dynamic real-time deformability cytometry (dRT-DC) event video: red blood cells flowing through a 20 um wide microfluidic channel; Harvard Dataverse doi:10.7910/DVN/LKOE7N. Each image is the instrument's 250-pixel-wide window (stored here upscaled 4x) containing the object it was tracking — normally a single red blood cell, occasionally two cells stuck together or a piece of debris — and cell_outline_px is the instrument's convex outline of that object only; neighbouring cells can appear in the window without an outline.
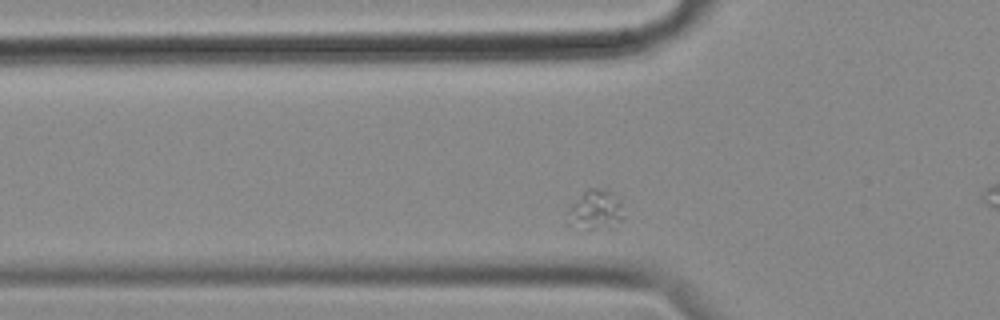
{"species": "common noctule bat (a hibernating species)", "species_latin": "Nyctalus noctula", "temperature_condition": "cold", "stored_images_in_passage": 43, "camera_frame_rate_fps": 3000, "um_per_image_px": 0.085, "animal": {"sex": "female", "body_mass_g": 18.4}, "frame": {"image": 1, "passage_image": 12, "time_ms": 3.667, "image_size_px": [1000, 320], "cell_outline_px": [[624, 216], [620, 220], [592, 228], [588, 228], [568, 224], [568, 212], [584, 192], [588, 188], [596, 188], [612, 192], [620, 200]], "centroid_in_image_um": [50.63, 17.78], "position_along_channel_um": 75.2, "area_um2": 11.85}}
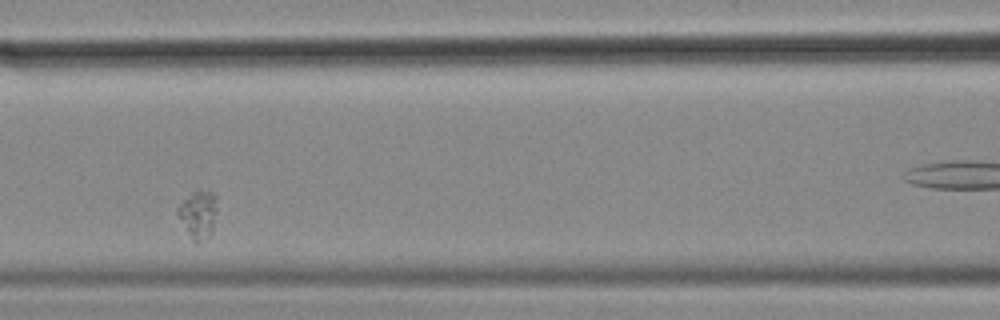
{"frame": {"image": 2, "passage_image": 19, "time_ms": 6.0, "image_size_px": [1000, 320], "cell_outline_px": [[216, 212], [212, 232], [200, 244], [192, 240], [176, 212], [176, 208], [196, 188], [200, 188], [216, 192]], "centroid_in_image_um": [16.87, 18.17], "position_along_channel_um": 149.7, "area_um2": 11.16}}
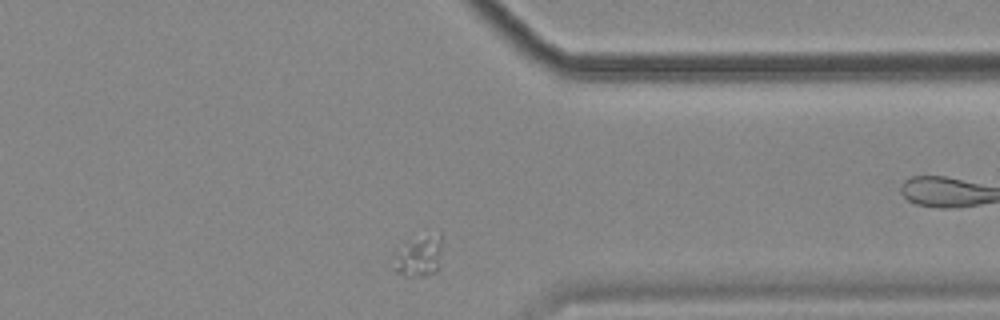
{"frame": {"image": 3, "passage_image": 40, "time_ms": 13.0, "image_size_px": [1000, 320], "cell_outline_px": [[440, 268], [436, 272], [424, 276], [404, 276], [396, 272], [396, 256], [408, 240], [440, 232]], "centroid_in_image_um": [35.68, 21.8], "position_along_channel_um": 375.7, "area_um2": 11.21}}